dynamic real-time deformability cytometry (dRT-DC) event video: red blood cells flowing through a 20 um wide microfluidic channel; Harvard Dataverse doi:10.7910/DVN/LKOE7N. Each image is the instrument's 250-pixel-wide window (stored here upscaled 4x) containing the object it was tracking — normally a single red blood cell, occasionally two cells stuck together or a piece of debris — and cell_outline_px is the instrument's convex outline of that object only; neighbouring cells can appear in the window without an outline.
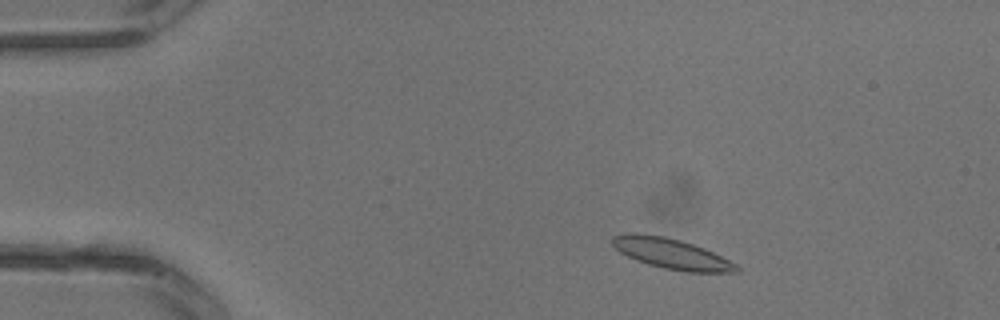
{"species": "common noctule bat (a hibernating species)", "species_latin": "Nyctalus noctula", "temperature_condition": "warm", "stored_images_in_passage": 3, "camera_frame_rate_fps": 3000, "um_per_image_px": 0.085, "animal": {"sex": "male", "body_mass_g": 13.3}, "frame": {"image": 1, "passage_image": 2, "time_ms": 0.333, "image_size_px": [1000, 320], "cell_outline_px": [[740, 272], [684, 272], [664, 268], [648, 264], [636, 260], [620, 252], [612, 244], [612, 236], [628, 232], [636, 232], [664, 236], [680, 240], [704, 248], [736, 264], [740, 268]], "centroid_in_image_um": [57.04, 21.55], "position_along_channel_um": 28.0, "area_um2": 21.96}}